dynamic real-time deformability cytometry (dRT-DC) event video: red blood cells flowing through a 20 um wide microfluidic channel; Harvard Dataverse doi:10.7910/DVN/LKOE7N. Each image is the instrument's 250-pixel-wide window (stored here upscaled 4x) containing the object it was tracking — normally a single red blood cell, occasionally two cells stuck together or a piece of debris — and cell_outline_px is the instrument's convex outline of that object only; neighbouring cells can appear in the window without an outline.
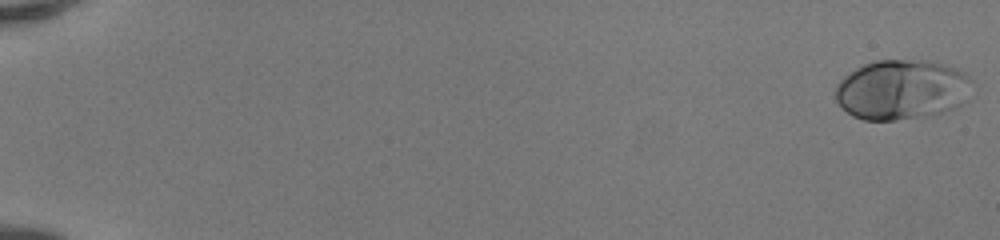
{"species": "human", "species_latin": "Homo sapiens", "temperature_condition": "room temperature", "stored_images_in_passage": 51, "camera_frame_rate_fps": 3000, "um_per_image_px": 0.085, "donor": {"sex": "female"}, "frame": {"image": 1, "passage_image": 1, "time_ms": 0.0, "image_size_px": [1000, 240], "cell_outline_px": [[972, 80], [960, 104], [956, 108], [944, 112], [924, 116], [896, 120], [864, 120], [852, 116], [840, 108], [836, 100], [836, 84], [844, 76], [856, 68], [864, 64], [876, 60], [924, 60], [940, 64], [960, 72], [968, 76]], "centroid_in_image_um": [76.55, 7.64], "position_along_channel_um": 8.4, "area_um2": 47.22}}
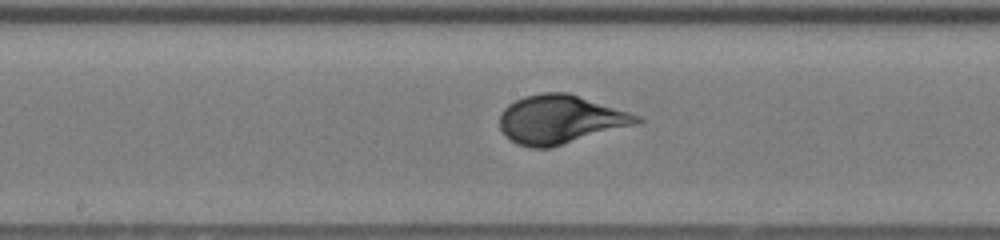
{"frame": {"image": 2, "passage_image": 29, "time_ms": 9.333, "image_size_px": [1000, 240], "cell_outline_px": [[644, 120], [640, 124], [552, 148], [532, 148], [516, 144], [504, 136], [500, 128], [500, 112], [508, 104], [524, 96], [540, 92], [568, 92], [640, 116]], "centroid_in_image_um": [47.63, 10.17], "position_along_channel_um": 200.6, "area_um2": 39.42}}
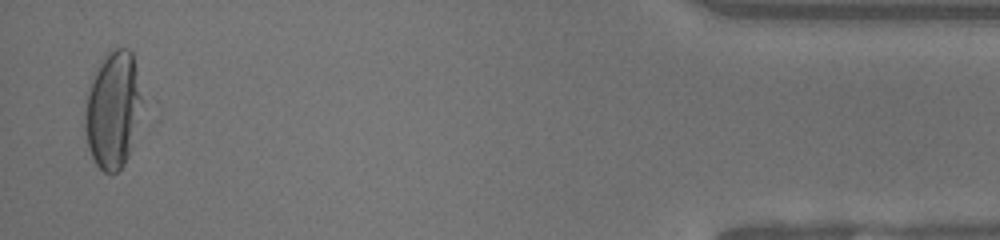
{"frame": {"image": 3, "passage_image": 50, "time_ms": 16.333, "image_size_px": [1000, 240], "cell_outline_px": [[140, 100], [132, 144], [128, 156], [124, 164], [112, 176], [104, 172], [96, 164], [88, 148], [84, 128], [84, 112], [88, 92], [96, 72], [104, 56], [112, 48], [128, 48], [132, 52], [136, 72], [140, 96]], "centroid_in_image_um": [9.55, 9.38], "position_along_channel_um": 425.6, "area_um2": 37.92}, "authors_computed_cell_mechanics": {"area_um2": 39.1884, "velocity_mm_per_s": 4.1777, "shape_relaxation_time_tau1_ms": 3.939, "shape_relaxation_time_tau2_ms": null, "deformation_change_tau1": 0.2117, "deformation_change_tau2": null}}